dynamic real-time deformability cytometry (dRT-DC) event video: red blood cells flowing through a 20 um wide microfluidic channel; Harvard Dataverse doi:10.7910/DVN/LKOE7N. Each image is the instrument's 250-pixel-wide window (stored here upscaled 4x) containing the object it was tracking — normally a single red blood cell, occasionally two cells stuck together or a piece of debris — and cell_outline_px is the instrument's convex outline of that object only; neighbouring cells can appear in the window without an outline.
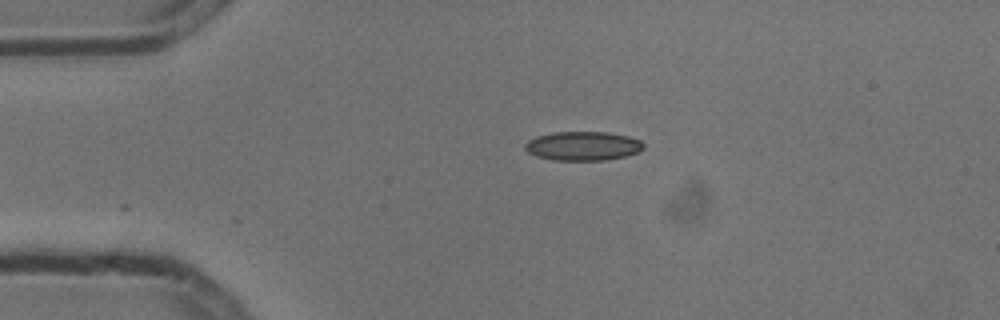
{"species": "common noctule bat (a hibernating species)", "species_latin": "Nyctalus noctula", "temperature_condition": "cold", "stored_images_in_passage": 2, "camera_frame_rate_fps": 3000, "um_per_image_px": 0.085, "animal": {"sex": "male", "body_mass_g": 13.3}, "frame": {"image": 1, "passage_image": 1, "time_ms": 0.0, "image_size_px": [1000, 320], "cell_outline_px": [[644, 148], [640, 152], [624, 156], [604, 160], [552, 160], [536, 156], [528, 152], [524, 148], [524, 144], [528, 140], [536, 136], [552, 132], [608, 132], [628, 136], [640, 140], [644, 144]], "centroid_in_image_um": [49.54, 12.4], "position_along_channel_um": 35.5, "area_um2": 20.17}}